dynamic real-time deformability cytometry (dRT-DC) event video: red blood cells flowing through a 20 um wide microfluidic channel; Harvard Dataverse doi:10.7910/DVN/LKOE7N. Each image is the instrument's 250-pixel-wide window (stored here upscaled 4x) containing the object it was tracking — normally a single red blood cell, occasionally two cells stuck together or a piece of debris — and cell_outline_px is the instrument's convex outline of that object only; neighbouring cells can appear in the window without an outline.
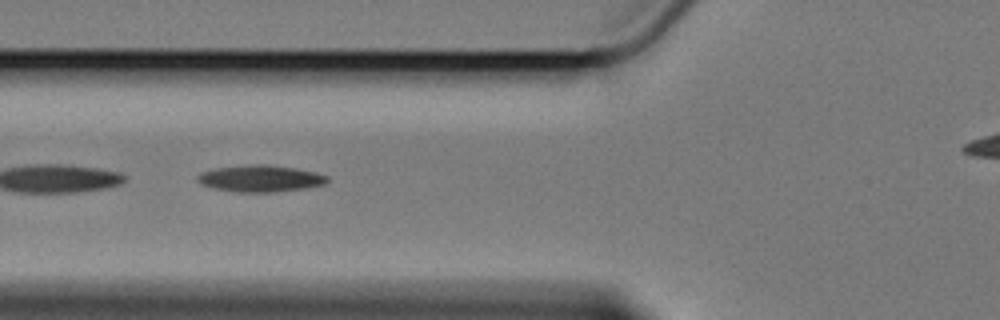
{"species": "Egyptian fruit bat (a non-hibernating species)", "species_latin": "Rousettus aegyptiacus", "temperature_condition": "cold", "stored_images_in_passage": 32, "segment_of_instrument_passage": [2, 2], "camera_frame_rate_fps": 3000, "um_per_image_px": 0.085, "animal": {"sex": "female"}, "frame": {"image": 1, "passage_image": 22, "time_ms": 7.0, "image_size_px": [1000, 320], "cell_outline_px": [[328, 180], [324, 184], [308, 188], [276, 192], [236, 192], [216, 188], [200, 184], [196, 180], [196, 176], [200, 172], [216, 168], [248, 164], [268, 164], [296, 168], [316, 172], [328, 176]], "centroid_in_image_um": [22.13, 15.17], "position_along_channel_um": 103.7, "area_um2": 20.4}}
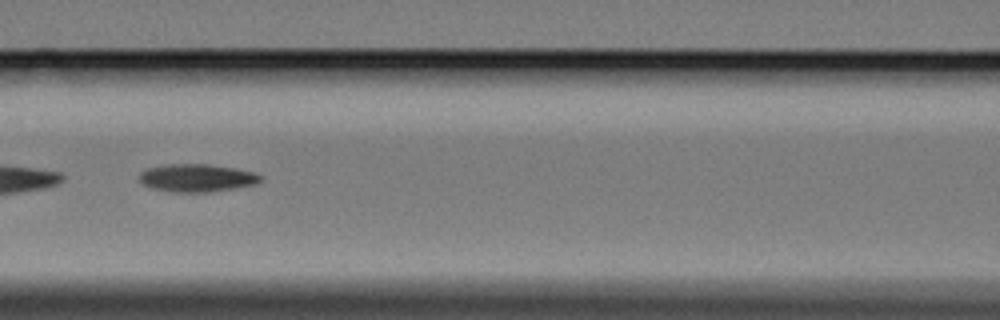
{"frame": {"image": 2, "passage_image": 26, "time_ms": 8.333, "image_size_px": [1000, 320], "cell_outline_px": [[260, 180], [256, 184], [236, 188], [212, 192], [168, 192], [148, 188], [140, 184], [140, 172], [148, 168], [168, 164], [208, 164], [236, 168], [252, 172], [260, 176]], "centroid_in_image_um": [16.67, 15.14], "position_along_channel_um": 149.9, "area_um2": 19.83}}